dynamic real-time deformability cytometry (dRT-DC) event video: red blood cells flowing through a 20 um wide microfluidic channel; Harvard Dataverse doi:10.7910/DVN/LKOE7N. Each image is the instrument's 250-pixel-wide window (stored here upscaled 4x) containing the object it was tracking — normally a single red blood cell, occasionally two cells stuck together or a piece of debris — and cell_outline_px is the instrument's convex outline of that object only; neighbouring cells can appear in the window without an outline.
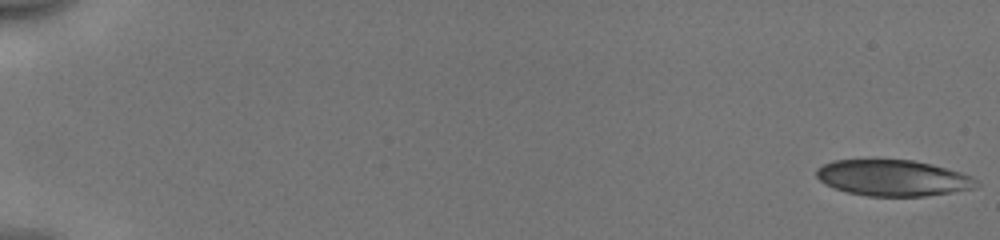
{"species": "human", "species_latin": "Homo sapiens", "temperature_condition": "cold", "stored_images_in_passage": 53, "camera_frame_rate_fps": 3000, "um_per_image_px": 0.085, "donor": {"sex": "male"}, "frame": {"image": 1, "passage_image": 1, "time_ms": 0.0, "image_size_px": [1000, 240], "cell_outline_px": [[980, 184], [976, 188], [928, 196], [868, 196], [848, 192], [824, 184], [816, 176], [816, 168], [832, 160], [912, 160], [932, 164], [960, 172], [972, 176]], "centroid_in_image_um": [75.92, 15.13], "position_along_channel_um": 9.1, "area_um2": 33.64}}
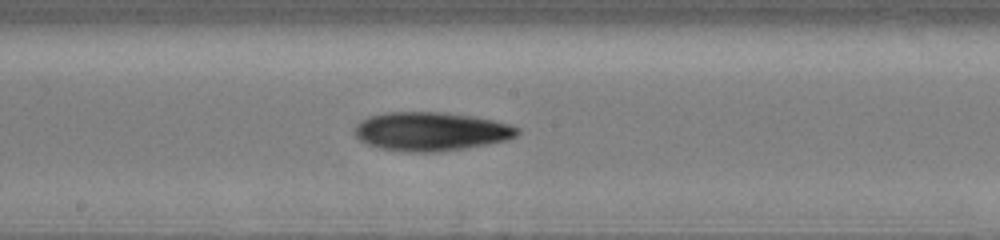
{"frame": {"image": 2, "passage_image": 31, "time_ms": 10.0, "image_size_px": [1000, 240], "cell_outline_px": [[520, 132], [516, 136], [508, 140], [464, 148], [436, 152], [408, 152], [380, 148], [368, 144], [360, 140], [356, 136], [356, 124], [360, 120], [368, 116], [388, 112], [444, 112], [476, 116], [508, 124], [520, 128]], "centroid_in_image_um": [36.64, 11.16], "position_along_channel_um": 211.6, "area_um2": 36.76}}
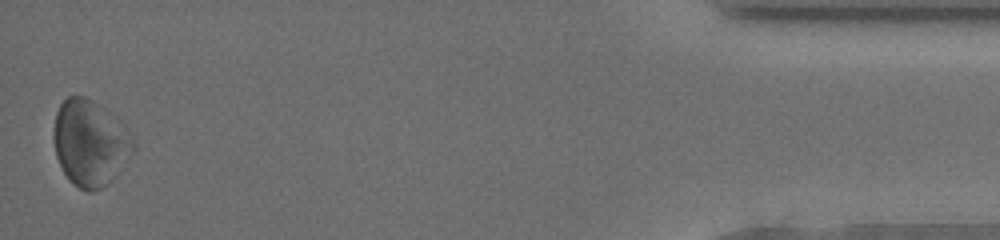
{"frame": {"image": 3, "passage_image": 53, "time_ms": 17.333, "image_size_px": [1000, 240], "cell_outline_px": [[136, 148], [112, 180], [108, 184], [92, 192], [88, 192], [80, 188], [68, 180], [56, 156], [56, 112], [60, 104], [68, 96], [84, 96], [92, 100], [104, 108], [136, 140]], "centroid_in_image_um": [7.68, 12.18], "position_along_channel_um": 427.5, "area_um2": 39.13}, "authors_computed_cell_mechanics": {"area_um2": 34.8534, "velocity_mm_per_s": 3.9536, "shape_relaxation_time_tau1_ms": 2.4084, "shape_relaxation_time_tau2_ms": null, "deformation_change_tau1": 0.0759, "deformation_change_tau2": null}}